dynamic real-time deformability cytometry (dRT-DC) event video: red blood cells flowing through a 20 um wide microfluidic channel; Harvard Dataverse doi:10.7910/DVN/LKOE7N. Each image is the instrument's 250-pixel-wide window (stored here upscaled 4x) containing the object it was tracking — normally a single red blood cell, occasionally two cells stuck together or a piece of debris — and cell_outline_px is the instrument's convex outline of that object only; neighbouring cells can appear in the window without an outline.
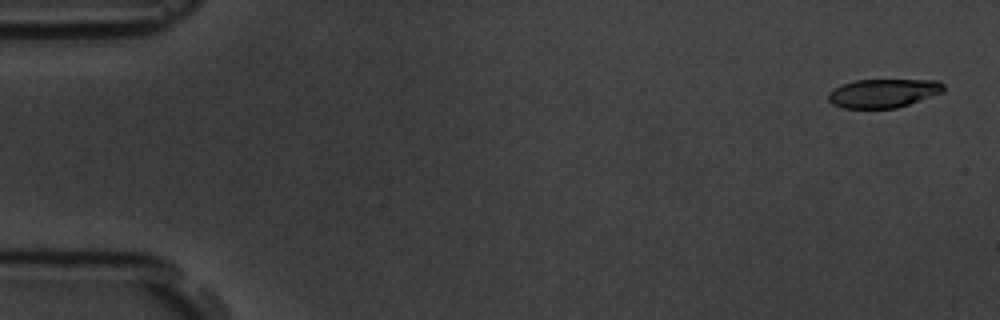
{"species": "common noctule bat (a hibernating species)", "species_latin": "Nyctalus noctula", "temperature_condition": "room temperature", "stored_images_in_passage": 5, "camera_frame_rate_fps": 3000, "um_per_image_px": 0.085, "animal": {"sex": "male", "body_mass_g": 19.5, "forearm_length_mm": 54.6}, "frame": {"image": 1, "passage_image": 1, "time_ms": 0.0, "image_size_px": [1000, 320], "cell_outline_px": [[944, 92], [896, 108], [844, 108], [832, 104], [828, 100], [828, 92], [840, 84], [856, 80], [940, 80], [944, 84]], "centroid_in_image_um": [75.07, 7.91], "position_along_channel_um": 9.9, "area_um2": 19.36}}
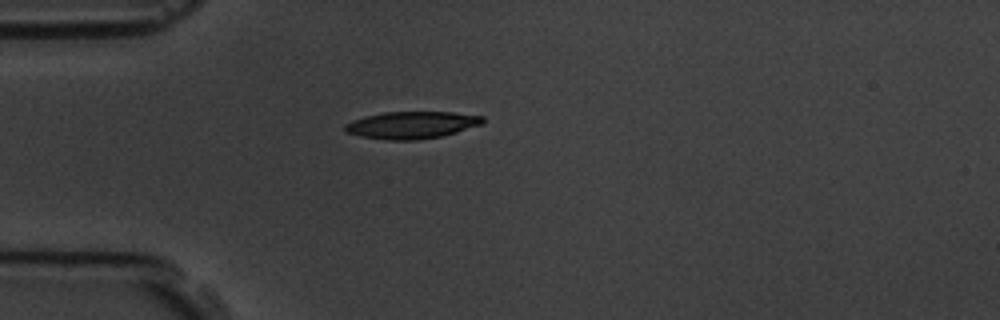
{"frame": {"image": 2, "passage_image": 5, "time_ms": 4.333, "image_size_px": [1000, 320], "cell_outline_px": [[484, 120], [480, 124], [456, 132], [440, 136], [416, 140], [388, 140], [360, 136], [344, 132], [344, 124], [352, 120], [364, 116], [384, 112], [452, 112], [484, 116]], "centroid_in_image_um": [34.93, 10.62], "position_along_channel_um": 50.1, "area_um2": 21.73}}